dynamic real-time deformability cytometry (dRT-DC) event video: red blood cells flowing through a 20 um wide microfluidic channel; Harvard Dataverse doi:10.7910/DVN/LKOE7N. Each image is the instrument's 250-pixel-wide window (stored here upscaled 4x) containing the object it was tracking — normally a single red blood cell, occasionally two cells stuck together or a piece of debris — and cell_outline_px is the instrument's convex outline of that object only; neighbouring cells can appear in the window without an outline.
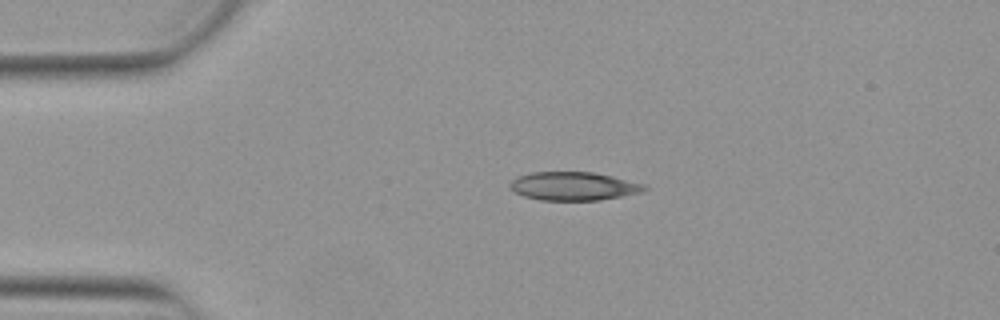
{"species": "Egyptian fruit bat (a non-hibernating species)", "species_latin": "Rousettus aegyptiacus", "temperature_condition": "warm", "stored_images_in_passage": 42, "camera_frame_rate_fps": 3000, "um_per_image_px": 0.085, "animal": {"sex": "female"}, "frame": {"image": 1, "passage_image": 1, "time_ms": 0.0, "image_size_px": [1000, 320], "cell_outline_px": [[648, 188], [644, 192], [600, 200], [540, 200], [524, 196], [508, 188], [508, 184], [516, 176], [532, 172], [592, 172], [612, 176], [644, 184]], "centroid_in_image_um": [48.73, 15.82], "position_along_channel_um": 36.3, "area_um2": 22.37}}
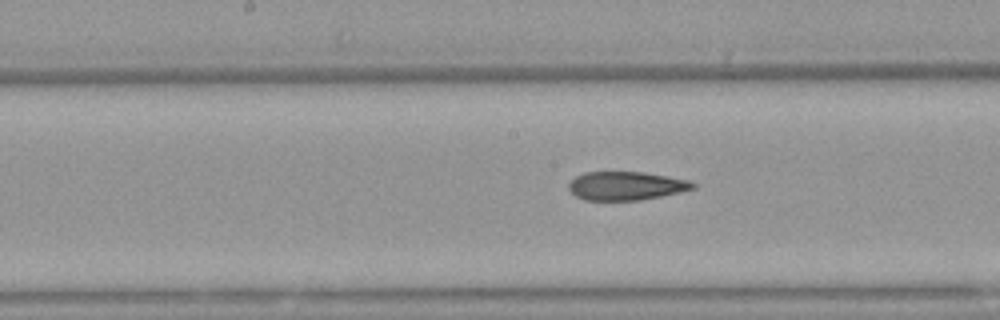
{"frame": {"image": 2, "passage_image": 16, "time_ms": 5.0, "image_size_px": [1000, 320], "cell_outline_px": [[696, 188], [680, 192], [640, 200], [584, 200], [576, 196], [568, 188], [568, 184], [576, 176], [584, 172], [644, 172], [692, 180], [696, 184]], "centroid_in_image_um": [53.24, 15.79], "position_along_channel_um": 195.0, "area_um2": 20.75}}
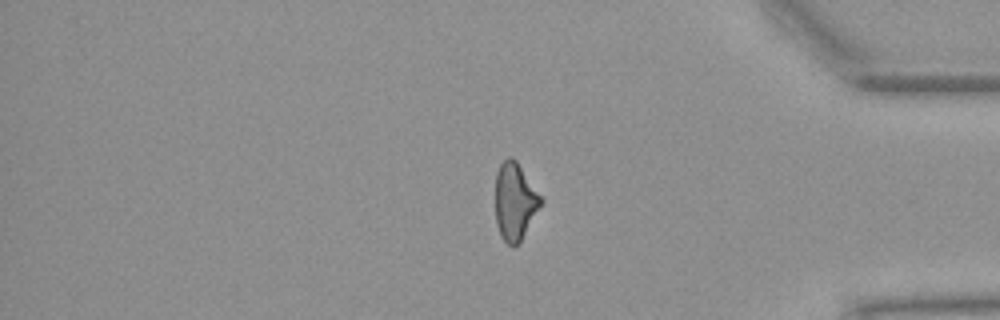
{"frame": {"image": 3, "passage_image": 33, "time_ms": 10.667, "image_size_px": [1000, 320], "cell_outline_px": [[544, 200], [520, 240], [512, 248], [500, 236], [496, 224], [496, 172], [500, 164], [508, 156], [512, 156], [516, 160]], "centroid_in_image_um": [43.75, 17.1], "position_along_channel_um": 391.4, "area_um2": 20.29}, "authors_computed_cell_mechanics": {"area_um2": 21.6461, "velocity_mm_per_s": 3.9063, "shape_relaxation_time_tau1_ms": 8.2355, "shape_relaxation_time_tau2_ms": 2.4529, "deformation_change_tau1": 0.1928, "deformation_change_tau2": 0.1086}}